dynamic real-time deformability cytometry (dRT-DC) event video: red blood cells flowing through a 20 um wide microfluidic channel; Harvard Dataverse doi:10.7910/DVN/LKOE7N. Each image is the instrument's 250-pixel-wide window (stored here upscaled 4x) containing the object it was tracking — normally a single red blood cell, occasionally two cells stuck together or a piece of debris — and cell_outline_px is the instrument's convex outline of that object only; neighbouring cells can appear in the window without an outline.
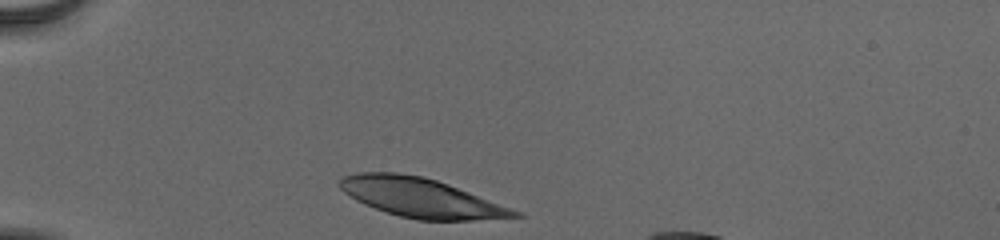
{"species": "human", "species_latin": "Homo sapiens", "temperature_condition": "cold", "stored_images_in_passage": 31, "camera_frame_rate_fps": 3000, "um_per_image_px": 0.085, "donor": {"sex": "male"}, "frame": {"image": 1, "passage_image": 1, "time_ms": 0.0, "image_size_px": [1000, 240], "cell_outline_px": [[524, 216], [472, 220], [416, 220], [400, 216], [364, 204], [356, 200], [344, 192], [336, 184], [344, 176], [360, 172], [396, 172], [424, 176], [448, 184], [524, 212]], "centroid_in_image_um": [35.8, 16.8], "position_along_channel_um": 49.2, "area_um2": 39.88}}
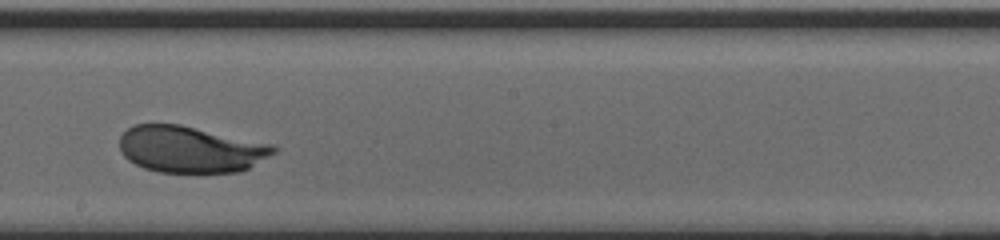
{"frame": {"image": 2, "passage_image": 18, "time_ms": 5.667, "image_size_px": [1000, 240], "cell_outline_px": [[276, 152], [248, 168], [240, 172], [160, 172], [144, 168], [128, 160], [120, 152], [120, 136], [132, 124], [180, 124], [276, 144]], "centroid_in_image_um": [16.2, 12.68], "position_along_channel_um": 232.0, "area_um2": 42.02}}
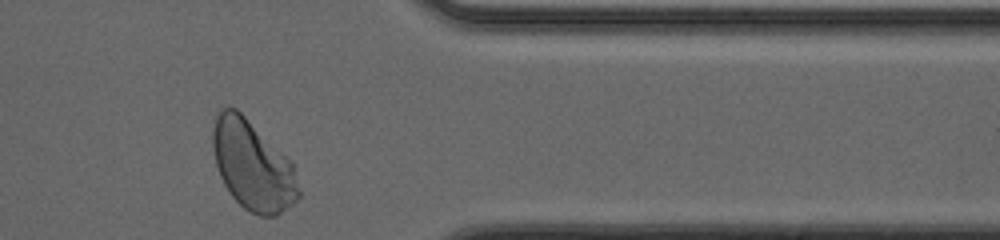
{"frame": {"image": 3, "passage_image": 31, "time_ms": 10.0, "image_size_px": [1000, 240], "cell_outline_px": [[300, 196], [292, 204], [276, 216], [260, 216], [244, 208], [232, 196], [224, 184], [220, 176], [216, 164], [212, 148], [212, 128], [216, 116], [220, 108], [236, 108], [292, 164], [300, 192]], "centroid_in_image_um": [21.43, 14.08], "position_along_channel_um": 390.0, "area_um2": 43.87}, "authors_computed_cell_mechanics": {"area_um2": 42.3096, "velocity_mm_per_s": 3.8305, "shape_relaxation_time_tau1_ms": 2.5666, "shape_relaxation_time_tau2_ms": null, "deformation_change_tau1": 0.1562, "deformation_change_tau2": null}}